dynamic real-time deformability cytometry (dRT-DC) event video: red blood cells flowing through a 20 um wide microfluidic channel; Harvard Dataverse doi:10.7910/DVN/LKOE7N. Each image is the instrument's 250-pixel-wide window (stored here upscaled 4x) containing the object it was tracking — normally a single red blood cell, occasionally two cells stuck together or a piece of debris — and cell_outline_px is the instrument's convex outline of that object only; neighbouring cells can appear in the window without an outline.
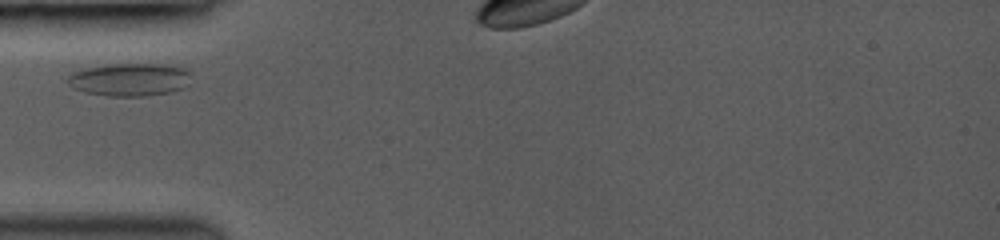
{"species": "common noctule bat (a hibernating species)", "species_latin": "Nyctalus noctula", "temperature_condition": "room temperature", "stored_images_in_passage": 28, "camera_frame_rate_fps": 3000, "um_per_image_px": 0.085, "animal": {"sex": "female", "body_mass_g": 19.0, "forearm_length_mm": 53.3}, "frame": {"image": 1, "passage_image": 1, "time_ms": 0.0, "image_size_px": [1000, 240], "cell_outline_px": [[188, 84], [184, 88], [172, 92], [144, 96], [108, 96], [84, 92], [72, 88], [64, 80], [72, 72], [84, 68], [112, 64], [168, 64], [184, 68], [188, 72]], "centroid_in_image_um": [10.98, 6.77], "position_along_channel_um": 74.0, "area_um2": 23.87}}
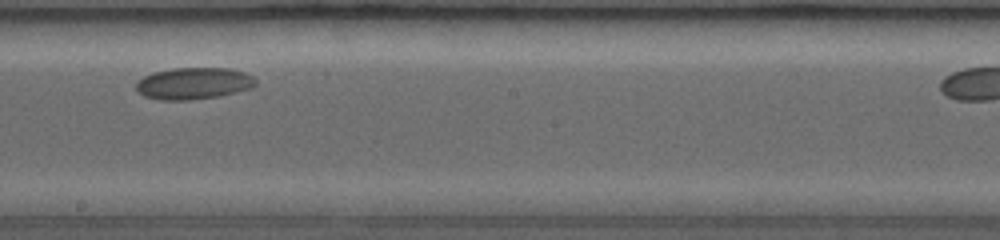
{"frame": {"image": 2, "passage_image": 13, "time_ms": 4.333, "image_size_px": [1000, 240], "cell_outline_px": [[256, 84], [252, 88], [236, 92], [216, 96], [188, 100], [160, 100], [144, 96], [136, 92], [136, 84], [144, 76], [152, 72], [172, 68], [232, 68], [244, 72], [252, 76], [256, 80]], "centroid_in_image_um": [16.44, 7.08], "position_along_channel_um": 231.8, "area_um2": 22.2}}
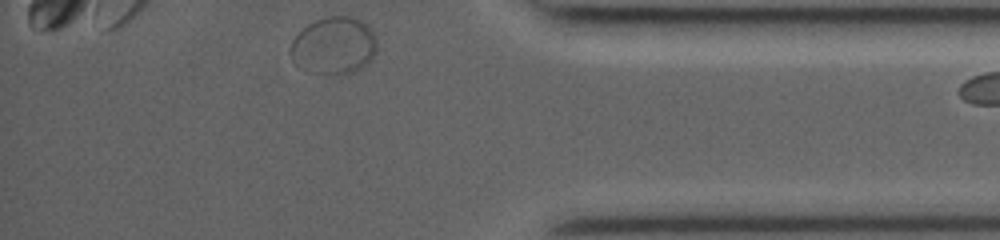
{"frame": {"image": 3, "passage_image": 27, "time_ms": 9.333, "image_size_px": [1000, 240], "cell_outline_px": [[376, 52], [360, 68], [352, 72], [308, 72], [292, 60], [292, 40], [308, 24], [316, 20], [328, 16], [356, 16], [368, 24], [376, 36]], "centroid_in_image_um": [28.41, 3.82], "position_along_channel_um": 406.8, "area_um2": 28.26}}